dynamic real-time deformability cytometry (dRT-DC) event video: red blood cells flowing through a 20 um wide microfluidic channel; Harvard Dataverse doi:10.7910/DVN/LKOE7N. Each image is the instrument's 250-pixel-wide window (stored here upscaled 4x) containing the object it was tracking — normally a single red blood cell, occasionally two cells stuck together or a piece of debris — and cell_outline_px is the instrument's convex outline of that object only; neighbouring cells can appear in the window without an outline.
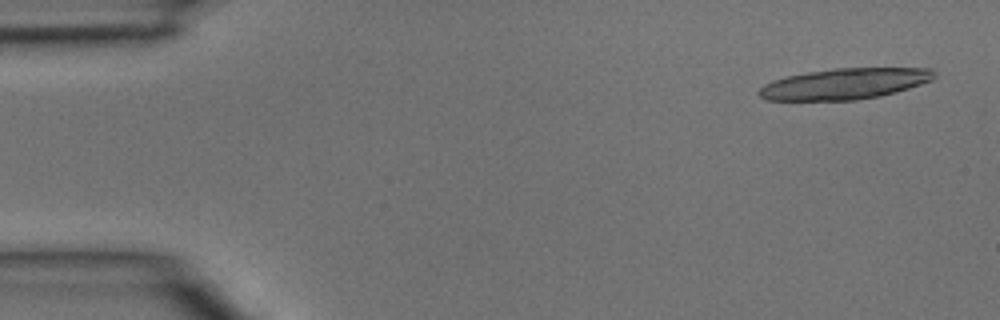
{"species": "common noctule bat (a hibernating species)", "species_latin": "Nyctalus noctula", "temperature_condition": "room temperature", "stored_images_in_passage": 4, "camera_frame_rate_fps": 3000, "um_per_image_px": 0.085, "animal": {"sex": "male", "body_mass_g": 15.6}, "frame": {"image": 1, "passage_image": 1, "time_ms": 0.0, "image_size_px": [1000, 320], "cell_outline_px": [[936, 76], [932, 80], [908, 88], [880, 96], [856, 100], [764, 100], [756, 92], [764, 84], [772, 80], [784, 76], [832, 68], [932, 68], [936, 72]], "centroid_in_image_um": [71.77, 7.12], "position_along_channel_um": 13.2, "area_um2": 31.73}}
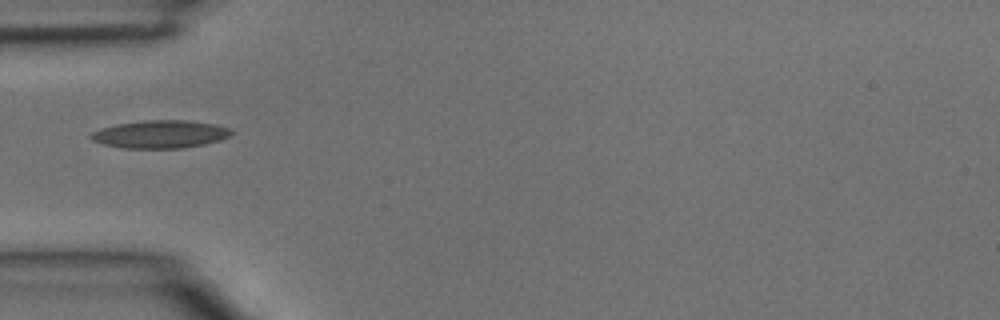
{"frame": {"image": 2, "passage_image": 4, "time_ms": 1.0, "image_size_px": [1000, 320], "cell_outline_px": [[236, 132], [220, 140], [204, 144], [180, 148], [124, 148], [104, 144], [92, 140], [88, 136], [92, 132], [100, 128], [116, 124], [144, 120], [188, 120], [216, 124], [232, 128]], "centroid_in_image_um": [13.65, 11.39], "position_along_channel_um": 71.4, "area_um2": 22.95}}